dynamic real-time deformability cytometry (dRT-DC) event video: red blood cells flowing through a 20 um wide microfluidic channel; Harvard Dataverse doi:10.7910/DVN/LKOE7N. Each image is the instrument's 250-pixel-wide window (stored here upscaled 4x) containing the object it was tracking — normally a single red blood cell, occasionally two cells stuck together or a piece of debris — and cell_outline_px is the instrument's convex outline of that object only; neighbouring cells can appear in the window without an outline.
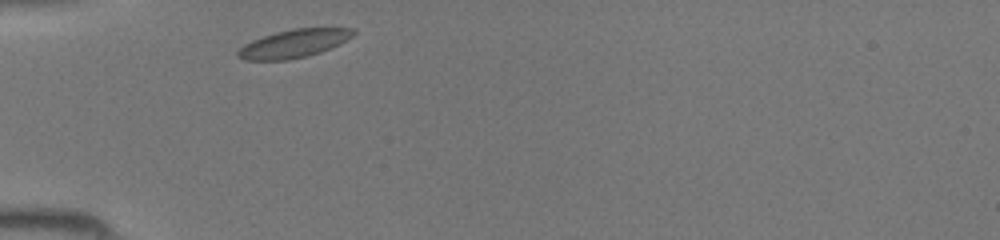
{"species": "common noctule bat (a hibernating species)", "species_latin": "Nyctalus noctula", "temperature_condition": "room temperature", "stored_images_in_passage": 26, "camera_frame_rate_fps": 3000, "um_per_image_px": 0.085, "animal": {"sex": "female", "body_mass_g": 19.5, "forearm_length_mm": 54.1}, "frame": {"image": 1, "passage_image": 1, "time_ms": 0.0, "image_size_px": [1000, 240], "cell_outline_px": [[356, 32], [348, 40], [332, 48], [308, 56], [288, 60], [244, 60], [236, 56], [236, 52], [244, 44], [252, 40], [276, 32], [292, 28], [356, 28]], "centroid_in_image_um": [25.0, 3.7], "position_along_channel_um": 60.0, "area_um2": 19.13}}
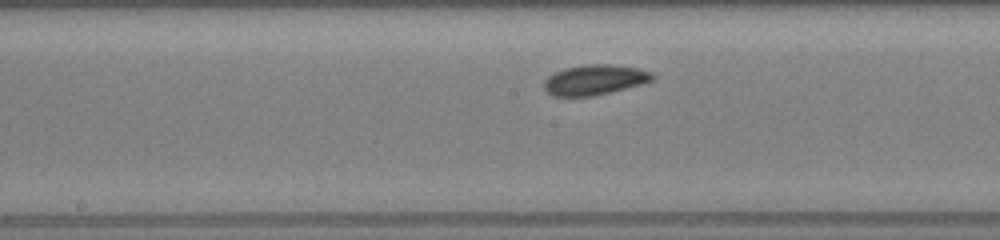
{"frame": {"image": 2, "passage_image": 11, "time_ms": 3.333, "image_size_px": [1000, 240], "cell_outline_px": [[656, 76], [652, 80], [644, 84], [592, 96], [552, 96], [544, 88], [544, 80], [548, 76], [564, 68], [584, 64], [612, 64], [636, 68], [652, 72]], "centroid_in_image_um": [50.56, 6.78], "position_along_channel_um": 197.6, "area_um2": 19.13}}
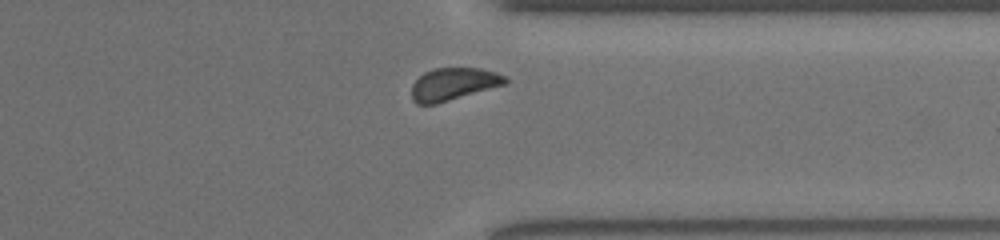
{"frame": {"image": 3, "passage_image": 23, "time_ms": 7.333, "image_size_px": [1000, 240], "cell_outline_px": [[508, 80], [504, 84], [436, 104], [416, 104], [412, 100], [412, 84], [424, 72], [436, 68], [480, 68], [496, 72], [508, 76]], "centroid_in_image_um": [38.53, 7.14], "position_along_channel_um": 372.9, "area_um2": 17.57}}